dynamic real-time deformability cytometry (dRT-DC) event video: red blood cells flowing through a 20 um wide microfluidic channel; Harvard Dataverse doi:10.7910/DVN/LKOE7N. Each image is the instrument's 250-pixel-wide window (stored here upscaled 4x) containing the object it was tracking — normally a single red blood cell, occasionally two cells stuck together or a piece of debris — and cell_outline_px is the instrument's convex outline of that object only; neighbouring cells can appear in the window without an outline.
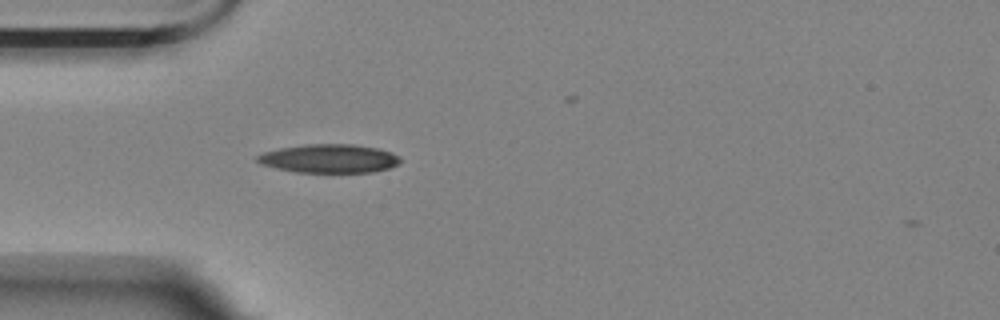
{"species": "Egyptian fruit bat (a non-hibernating species)", "species_latin": "Rousettus aegyptiacus", "temperature_condition": "room temperature", "stored_images_in_passage": 33, "camera_frame_rate_fps": 3000, "um_per_image_px": 0.085, "animal": {"sex": "female"}, "frame": {"image": 1, "passage_image": 1, "time_ms": 0.0, "image_size_px": [1000, 320], "cell_outline_px": [[400, 164], [388, 168], [372, 172], [296, 172], [276, 168], [260, 164], [256, 160], [256, 156], [264, 152], [280, 148], [308, 144], [352, 144], [376, 148], [392, 152], [400, 156]], "centroid_in_image_um": [27.99, 13.47], "position_along_channel_um": 57.0, "area_um2": 23.81}}
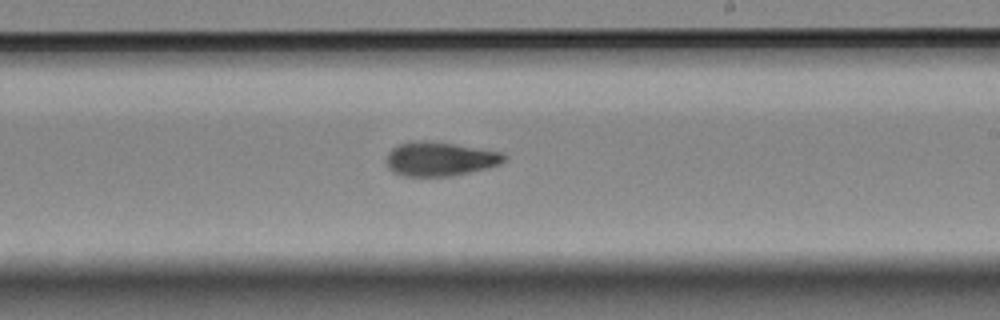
{"frame": {"image": 2, "passage_image": 18, "time_ms": 5.667, "image_size_px": [1000, 320], "cell_outline_px": [[504, 160], [500, 164], [452, 176], [400, 176], [392, 172], [388, 168], [388, 152], [392, 148], [408, 140], [424, 140], [456, 144], [504, 152]], "centroid_in_image_um": [37.36, 13.5], "position_along_channel_um": 251.6, "area_um2": 23.41}}
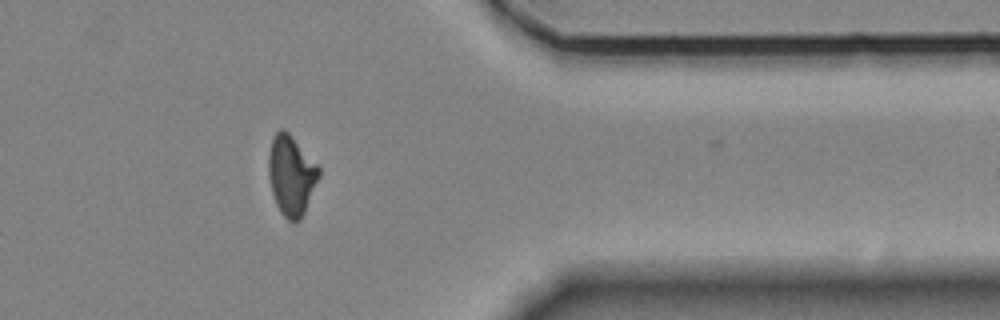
{"frame": {"image": 3, "passage_image": 31, "time_ms": 10.0, "image_size_px": [1000, 320], "cell_outline_px": [[320, 176], [304, 212], [300, 220], [296, 224], [292, 224], [280, 212], [276, 204], [272, 192], [268, 176], [268, 156], [272, 136], [280, 128], [284, 128], [292, 136], [320, 168]], "centroid_in_image_um": [24.74, 14.91], "position_along_channel_um": 386.7, "area_um2": 23.58}, "authors_computed_cell_mechanics": {"area_um2": 23.409, "velocity_mm_per_s": 3.4872, "shape_relaxation_time_tau1_ms": 8.8004, "shape_relaxation_time_tau2_ms": 3.9658, "deformation_change_tau1": 0.2233, "deformation_change_tau2": 0.1054}}